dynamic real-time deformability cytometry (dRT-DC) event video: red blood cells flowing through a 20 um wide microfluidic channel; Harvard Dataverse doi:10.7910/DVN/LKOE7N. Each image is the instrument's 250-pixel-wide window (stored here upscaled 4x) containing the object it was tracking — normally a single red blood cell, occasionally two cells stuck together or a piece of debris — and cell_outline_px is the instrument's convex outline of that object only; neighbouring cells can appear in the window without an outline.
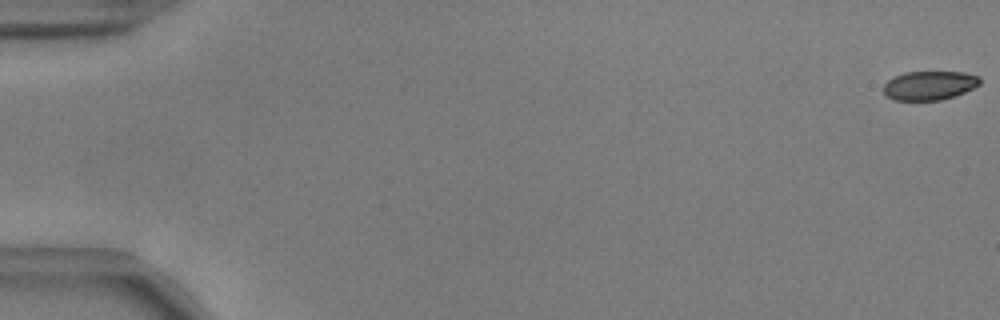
{"species": "common noctule bat (a hibernating species)", "species_latin": "Nyctalus noctula", "temperature_condition": "warm", "stored_images_in_passage": 12, "camera_frame_rate_fps": 3000, "um_per_image_px": 0.085, "animal": {"sex": "male", "body_mass_g": 17.9, "forearm_length_mm": 54.2}, "frame": {"image": 1, "passage_image": 1, "time_ms": 0.0, "image_size_px": [1000, 320], "cell_outline_px": [[980, 84], [956, 96], [940, 100], [892, 100], [884, 92], [884, 84], [892, 76], [904, 72], [964, 72], [980, 76]], "centroid_in_image_um": [78.99, 7.26], "position_along_channel_um": 6.0, "area_um2": 16.36}}